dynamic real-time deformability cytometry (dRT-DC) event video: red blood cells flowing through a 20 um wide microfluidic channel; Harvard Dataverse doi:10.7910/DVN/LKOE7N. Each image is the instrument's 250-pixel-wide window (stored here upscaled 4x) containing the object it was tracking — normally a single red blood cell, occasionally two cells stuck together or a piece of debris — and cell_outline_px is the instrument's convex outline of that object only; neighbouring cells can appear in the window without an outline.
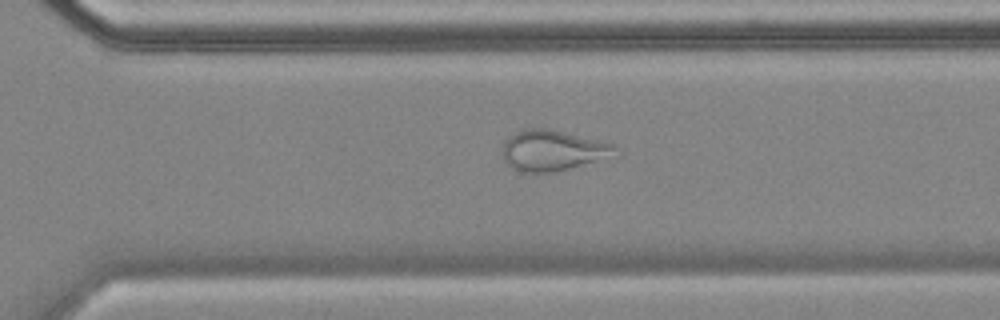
{"species": "common noctule bat (a hibernating species)", "species_latin": "Nyctalus noctula", "temperature_condition": "cold", "stored_images_in_passage": 46, "camera_frame_rate_fps": 3000, "um_per_image_px": 0.085, "animal": {"sex": "female", "body_mass_g": 18.4}, "frame": {"image": 1, "passage_image": 29, "time_ms": 9.333, "image_size_px": [1000, 320], "cell_outline_px": [[616, 148], [592, 160], [556, 172], [520, 172], [512, 168], [504, 160], [504, 144], [508, 136], [524, 128], [548, 128], [616, 144]], "centroid_in_image_um": [46.82, 12.76], "position_along_channel_um": 323.8, "area_um2": 25.61}}
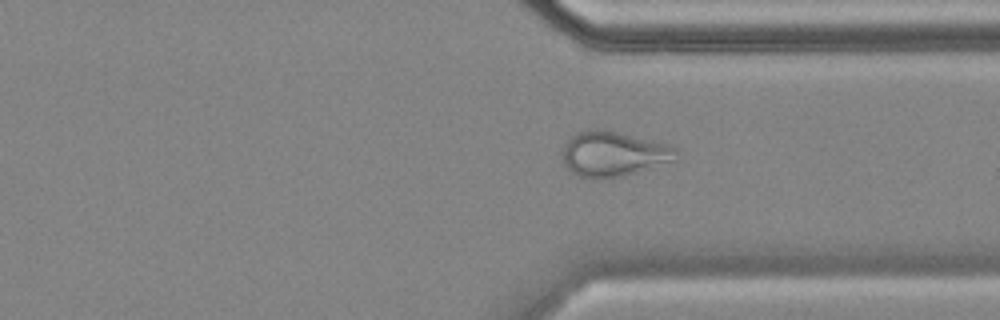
{"frame": {"image": 2, "passage_image": 32, "time_ms": 10.333, "image_size_px": [1000, 320], "cell_outline_px": [[676, 160], [636, 172], [620, 176], [596, 180], [580, 176], [572, 172], [564, 164], [564, 144], [576, 132], [596, 128], [600, 128], [672, 144], [676, 148]], "centroid_in_image_um": [52.16, 13.07], "position_along_channel_um": 359.2, "area_um2": 29.88}}
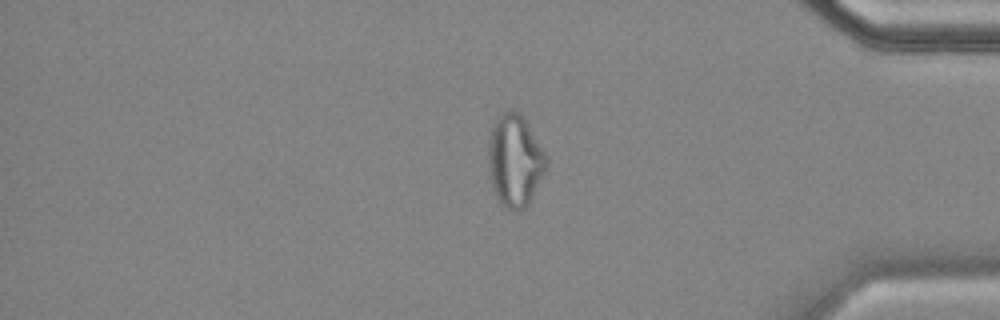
{"frame": {"image": 3, "passage_image": 37, "time_ms": 12.0, "image_size_px": [1000, 320], "cell_outline_px": [[548, 164], [528, 204], [524, 208], [516, 212], [500, 204], [496, 196], [492, 184], [488, 160], [488, 144], [492, 124], [508, 108], [520, 112], [524, 116], [548, 156]], "centroid_in_image_um": [43.78, 13.61], "position_along_channel_um": 391.4, "area_um2": 31.27}}